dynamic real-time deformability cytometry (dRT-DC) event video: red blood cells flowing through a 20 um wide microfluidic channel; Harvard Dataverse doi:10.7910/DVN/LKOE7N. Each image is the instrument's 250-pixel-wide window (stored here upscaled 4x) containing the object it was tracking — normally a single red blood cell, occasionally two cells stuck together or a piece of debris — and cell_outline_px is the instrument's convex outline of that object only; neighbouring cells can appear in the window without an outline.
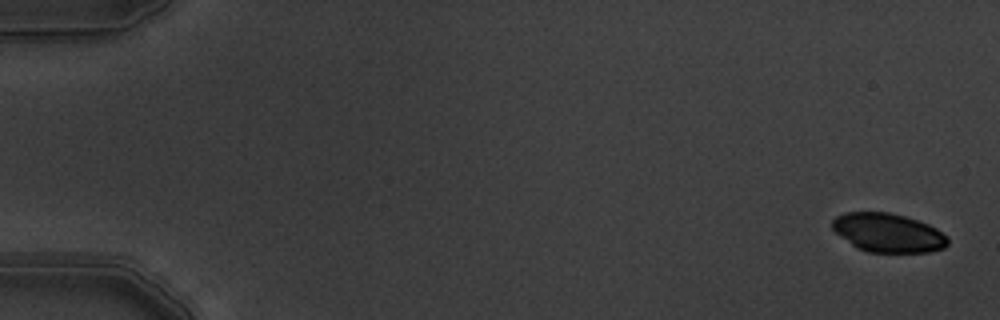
{"species": "common noctule bat (a hibernating species)", "species_latin": "Nyctalus noctula", "temperature_condition": "warm", "stored_images_in_passage": 7, "camera_frame_rate_fps": 3000, "um_per_image_px": 0.085, "animal": {"sex": "male", "body_mass_g": 19.5, "forearm_length_mm": 54.6}, "frame": {"image": 1, "passage_image": 1, "time_ms": 0.0, "image_size_px": [1000, 320], "cell_outline_px": [[948, 244], [944, 248], [928, 252], [868, 252], [856, 248], [840, 236], [832, 228], [832, 220], [836, 216], [844, 212], [888, 212], [904, 216], [928, 224], [936, 228], [948, 236]], "centroid_in_image_um": [75.48, 19.79], "position_along_channel_um": 9.5, "area_um2": 26.18}}
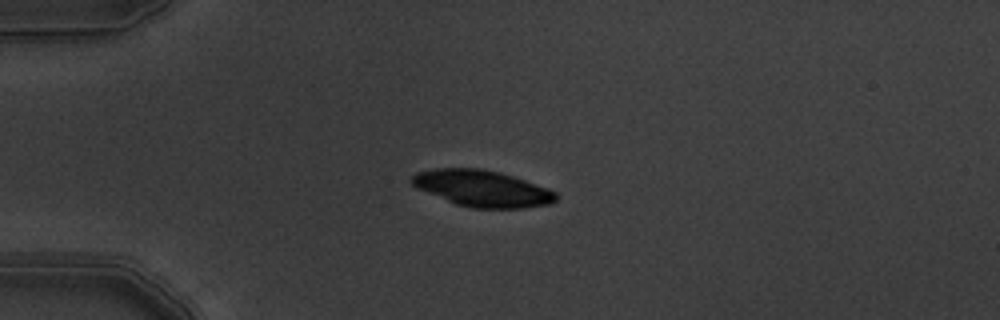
{"frame": {"image": 2, "passage_image": 5, "time_ms": 1.333, "image_size_px": [1000, 320], "cell_outline_px": [[556, 200], [548, 204], [524, 208], [472, 208], [456, 204], [416, 188], [408, 180], [416, 172], [436, 168], [480, 168], [500, 172], [548, 188], [556, 192]], "centroid_in_image_um": [40.95, 16.01], "position_along_channel_um": 44.0, "area_um2": 30.52}}